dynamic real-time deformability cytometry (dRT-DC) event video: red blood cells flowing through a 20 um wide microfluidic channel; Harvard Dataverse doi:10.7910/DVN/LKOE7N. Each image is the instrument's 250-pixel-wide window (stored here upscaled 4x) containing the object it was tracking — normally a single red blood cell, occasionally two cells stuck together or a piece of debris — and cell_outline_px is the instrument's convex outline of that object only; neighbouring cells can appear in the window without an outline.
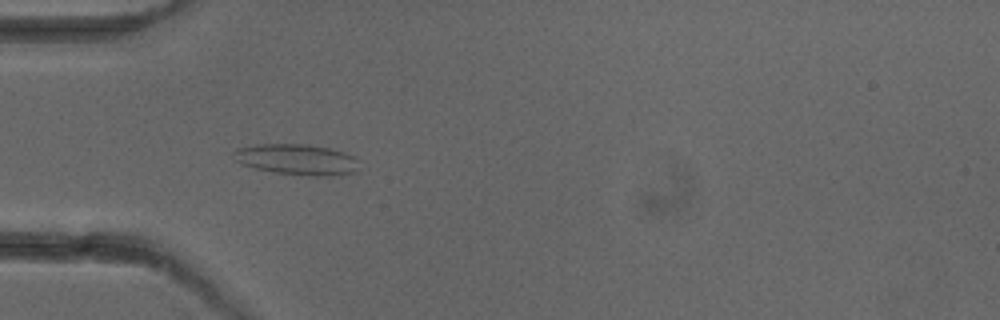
{"species": "common noctule bat (a hibernating species)", "species_latin": "Nyctalus noctula", "temperature_condition": "cold", "stored_images_in_passage": 4, "camera_frame_rate_fps": 3000, "um_per_image_px": 0.085, "animal": {"sex": "female"}, "frame": {"image": 1, "passage_image": 2, "time_ms": 1.333, "image_size_px": [1000, 320], "cell_outline_px": [[360, 160], [356, 172], [336, 176], [308, 176], [272, 172], [240, 164], [236, 160], [232, 152], [236, 148], [256, 144], [308, 144], [332, 148], [356, 156]], "centroid_in_image_um": [25.28, 13.56], "position_along_channel_um": 59.7, "area_um2": 23.06}}